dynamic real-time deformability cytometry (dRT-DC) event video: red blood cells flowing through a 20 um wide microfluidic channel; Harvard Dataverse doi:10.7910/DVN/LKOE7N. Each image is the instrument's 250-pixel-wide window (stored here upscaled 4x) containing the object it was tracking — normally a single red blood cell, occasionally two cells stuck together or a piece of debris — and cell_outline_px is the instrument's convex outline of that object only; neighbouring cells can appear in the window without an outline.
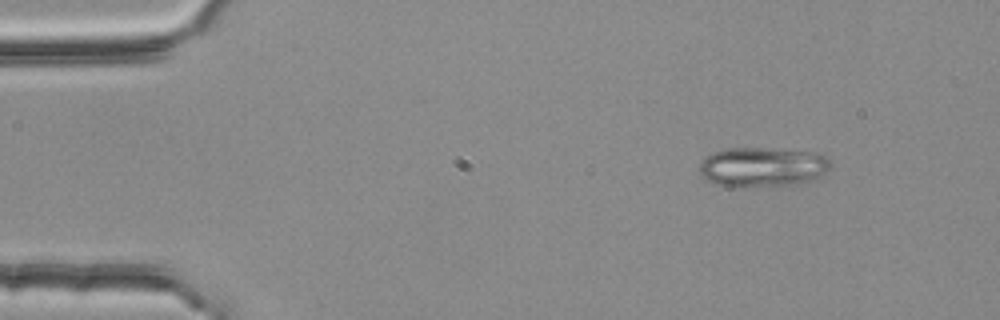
{"species": "common noctule bat (a hibernating species)", "species_latin": "Nyctalus noctula", "temperature_condition": "room temperature", "stored_images_in_passage": 2, "camera_frame_rate_fps": 3000, "um_per_image_px": 0.085, "animal": {"sex": "female", "body_mass_g": 25.1}, "frame": {"image": 1, "passage_image": 1, "time_ms": 0.0, "image_size_px": [1000, 320], "cell_outline_px": [[832, 168], [820, 176], [812, 180], [792, 184], [744, 188], [736, 188], [716, 184], [700, 176], [700, 164], [712, 152], [728, 148], [764, 148], [816, 152], [824, 156], [832, 164]], "centroid_in_image_um": [64.81, 14.21], "position_along_channel_um": 20.2, "area_um2": 30.52}}